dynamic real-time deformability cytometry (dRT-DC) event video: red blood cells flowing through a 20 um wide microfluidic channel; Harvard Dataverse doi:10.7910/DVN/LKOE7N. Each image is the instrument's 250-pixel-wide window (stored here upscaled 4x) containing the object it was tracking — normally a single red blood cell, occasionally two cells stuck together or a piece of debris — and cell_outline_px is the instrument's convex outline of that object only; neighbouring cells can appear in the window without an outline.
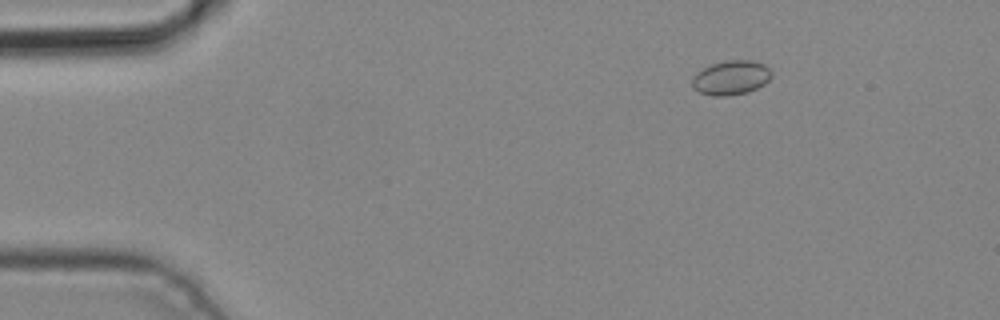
{"species": "common noctule bat (a hibernating species)", "species_latin": "Nyctalus noctula", "temperature_condition": "cold", "stored_images_in_passage": 6, "camera_frame_rate_fps": 3000, "um_per_image_px": 0.085, "animal": {"sex": "male", "body_mass_g": 19.2, "forearm_length_mm": 51.8}, "frame": {"image": 1, "passage_image": 3, "time_ms": 0.667, "image_size_px": [1000, 320], "cell_outline_px": [[772, 76], [764, 84], [748, 92], [728, 96], [712, 96], [700, 92], [692, 88], [692, 76], [696, 72], [712, 64], [724, 60], [752, 60], [764, 64], [772, 72]], "centroid_in_image_um": [62.12, 6.6], "position_along_channel_um": 22.9, "area_um2": 16.01}}
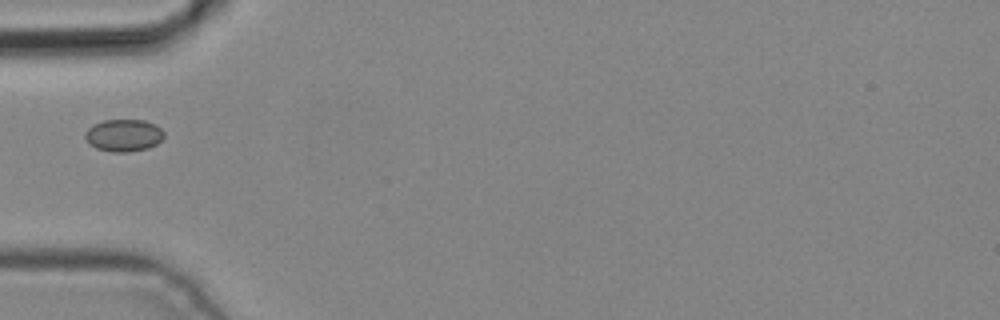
{"frame": {"image": 2, "passage_image": 5, "time_ms": 1.333, "image_size_px": [1000, 320], "cell_outline_px": [[164, 136], [156, 144], [148, 148], [128, 152], [112, 152], [96, 148], [88, 144], [84, 136], [84, 132], [92, 124], [104, 120], [144, 120], [156, 124], [164, 132]], "centroid_in_image_um": [10.48, 11.5], "position_along_channel_um": 74.5, "area_um2": 14.97}}
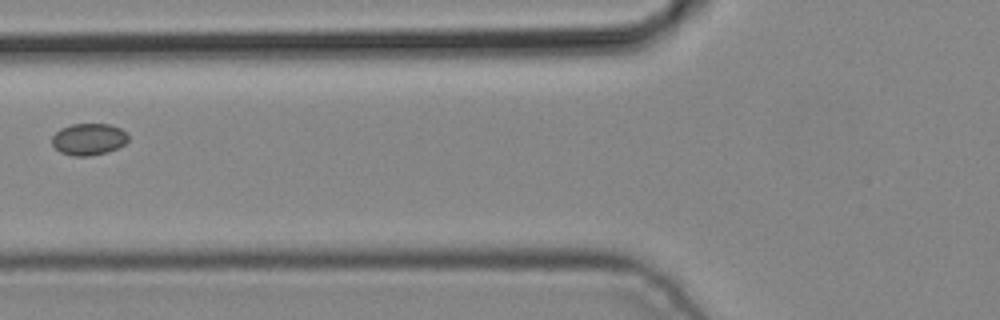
{"frame": {"image": 3, "passage_image": 6, "time_ms": 1.667, "image_size_px": [1000, 320], "cell_outline_px": [[128, 140], [124, 144], [108, 152], [88, 156], [72, 156], [60, 152], [52, 144], [52, 136], [60, 128], [72, 124], [108, 124], [120, 128], [128, 136]], "centroid_in_image_um": [7.51, 11.84], "position_along_channel_um": 118.3, "area_um2": 14.05}}